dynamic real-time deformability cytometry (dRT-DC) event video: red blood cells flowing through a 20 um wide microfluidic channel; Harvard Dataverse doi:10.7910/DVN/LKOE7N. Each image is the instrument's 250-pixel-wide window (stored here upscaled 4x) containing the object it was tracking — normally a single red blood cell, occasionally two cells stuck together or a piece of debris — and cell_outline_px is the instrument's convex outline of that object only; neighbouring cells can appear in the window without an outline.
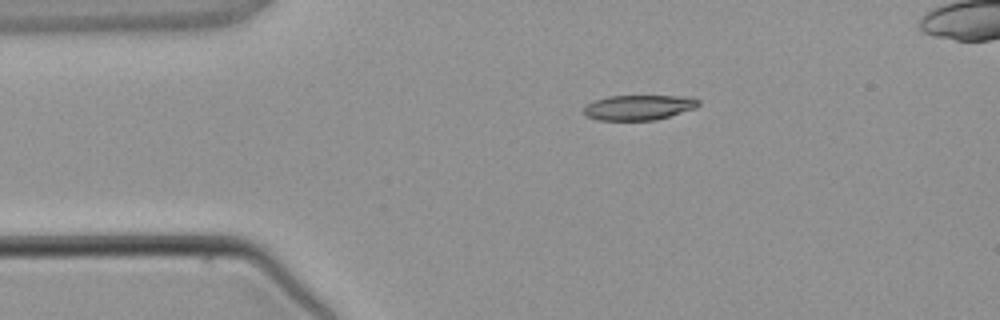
{"species": "common noctule bat (a hibernating species)", "species_latin": "Nyctalus noctula", "temperature_condition": "warm", "stored_images_in_passage": 3, "segment_of_instrument_passage": [1, 2], "camera_frame_rate_fps": 3000, "um_per_image_px": 0.085, "animal": {"sex": "male", "body_mass_g": 21.5, "forearm_length_mm": 52.0}, "frame": {"image": 1, "passage_image": 1, "time_ms": 0.0, "image_size_px": [1000, 320], "cell_outline_px": [[700, 104], [696, 108], [656, 120], [600, 120], [588, 116], [584, 112], [584, 108], [588, 104], [596, 100], [608, 96], [692, 96], [700, 100]], "centroid_in_image_um": [54.37, 9.12], "position_along_channel_um": 30.6, "area_um2": 16.7}}